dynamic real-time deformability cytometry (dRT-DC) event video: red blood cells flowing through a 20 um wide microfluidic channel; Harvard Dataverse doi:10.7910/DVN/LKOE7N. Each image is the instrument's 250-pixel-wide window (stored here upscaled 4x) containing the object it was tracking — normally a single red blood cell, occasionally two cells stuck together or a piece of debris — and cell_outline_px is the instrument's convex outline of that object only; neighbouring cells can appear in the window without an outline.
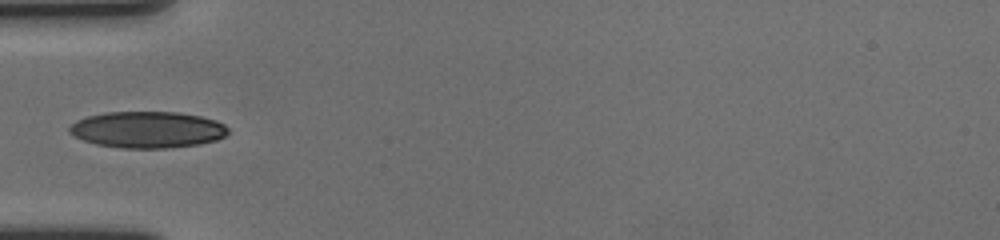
{"species": "human", "species_latin": "Homo sapiens", "temperature_condition": "cold", "stored_images_in_passage": 6, "camera_frame_rate_fps": 3000, "um_per_image_px": 0.085, "donor": {"sex": "female"}, "frame": {"image": 1, "passage_image": 1, "time_ms": 0.0, "image_size_px": [1000, 240], "cell_outline_px": [[228, 132], [224, 136], [216, 140], [200, 144], [168, 148], [120, 148], [96, 144], [84, 140], [68, 132], [68, 128], [76, 120], [88, 116], [108, 112], [176, 112], [200, 116], [216, 120], [224, 124], [228, 128]], "centroid_in_image_um": [12.54, 11.02], "position_along_channel_um": 72.5, "area_um2": 33.7}}
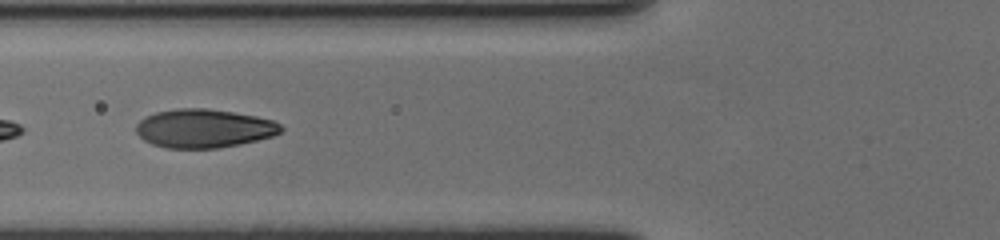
{"frame": {"image": 2, "passage_image": 4, "time_ms": 1.0, "image_size_px": [1000, 240], "cell_outline_px": [[284, 128], [280, 132], [272, 136], [240, 144], [216, 148], [164, 148], [152, 144], [144, 140], [136, 132], [136, 124], [140, 120], [156, 112], [176, 108], [208, 108], [256, 116], [272, 120], [280, 124]], "centroid_in_image_um": [17.32, 10.91], "position_along_channel_um": 108.5, "area_um2": 32.54}}